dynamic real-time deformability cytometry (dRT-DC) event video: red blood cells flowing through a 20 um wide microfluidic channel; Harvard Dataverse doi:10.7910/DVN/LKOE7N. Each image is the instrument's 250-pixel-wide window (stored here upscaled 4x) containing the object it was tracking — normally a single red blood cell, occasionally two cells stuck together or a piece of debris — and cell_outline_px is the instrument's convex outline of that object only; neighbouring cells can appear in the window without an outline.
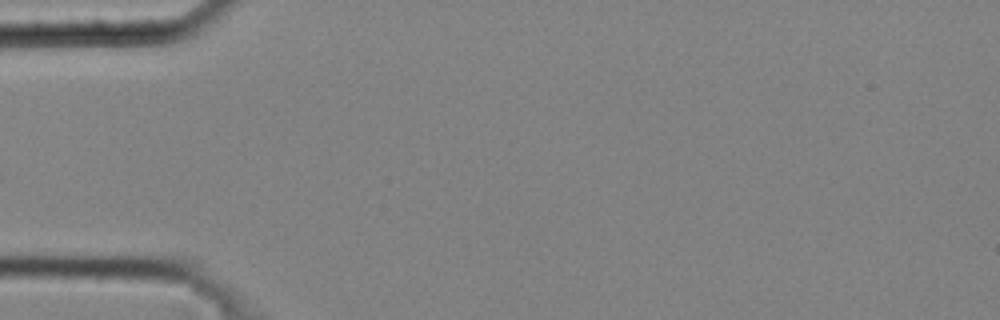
{"species": "common noctule bat (a hibernating species)", "species_latin": "Nyctalus noctula", "temperature_condition": "cold", "stored_images_in_passage": 3, "camera_frame_rate_fps": 3000, "um_per_image_px": 0.085, "animal": {"sex": "male", "body_mass_g": 20.4}, "frame": {"image": 1, "passage_image": 1, "time_ms": 0.0, "image_size_px": [1000, 320], "cell_outline_px": [[128, 212], [112, 224], [16, 216], [28, 208], [84, 200], [108, 204], [128, 208]], "centroid_in_image_um": [6.64, 18.03], "position_along_channel_um": 78.4, "area_um2": 12.08}}